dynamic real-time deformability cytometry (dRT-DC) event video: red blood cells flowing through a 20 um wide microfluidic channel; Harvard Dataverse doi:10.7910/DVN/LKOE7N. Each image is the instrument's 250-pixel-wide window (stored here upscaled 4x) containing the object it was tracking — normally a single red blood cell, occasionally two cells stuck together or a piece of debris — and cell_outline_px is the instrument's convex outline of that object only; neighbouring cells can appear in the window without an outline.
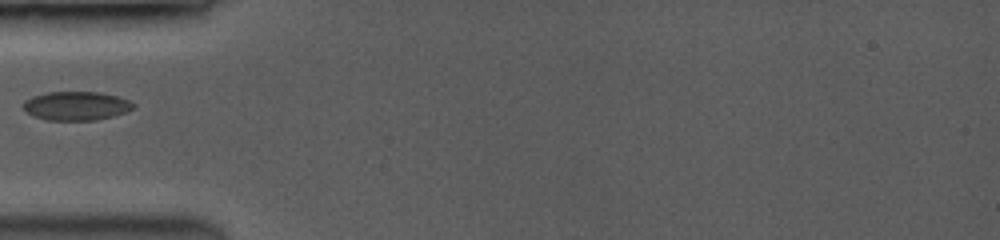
{"species": "common noctule bat (a hibernating species)", "species_latin": "Nyctalus noctula", "temperature_condition": "room temperature", "stored_images_in_passage": 15, "camera_frame_rate_fps": 3500, "um_per_image_px": 0.085, "animal": {"sex": "female", "body_mass_g": 19.0, "forearm_length_mm": 53.3}, "frame": {"image": 1, "passage_image": 10, "time_ms": 5.143, "image_size_px": [1000, 240], "cell_outline_px": [[132, 108], [124, 112], [112, 116], [96, 120], [48, 120], [36, 116], [28, 112], [24, 108], [24, 100], [32, 96], [48, 92], [96, 92], [116, 96], [128, 100], [132, 104]], "centroid_in_image_um": [6.44, 8.99], "position_along_channel_um": 78.6, "area_um2": 18.03}}
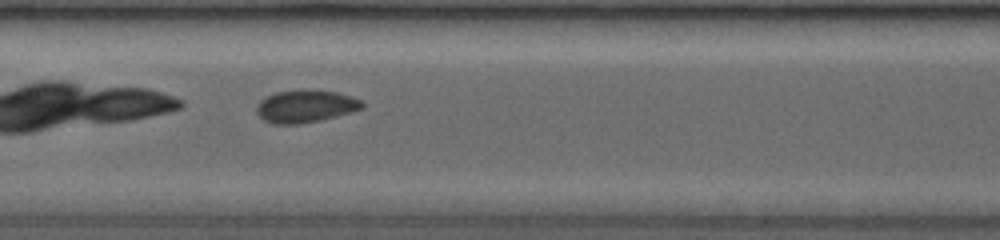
{"frame": {"image": 2, "passage_image": 15, "time_ms": 7.714, "image_size_px": [1000, 240], "cell_outline_px": [[364, 104], [360, 108], [336, 116], [320, 120], [296, 124], [272, 124], [264, 120], [256, 112], [256, 108], [260, 100], [276, 92], [336, 92], [360, 100]], "centroid_in_image_um": [25.9, 9.08], "position_along_channel_um": 181.5, "area_um2": 18.96}}